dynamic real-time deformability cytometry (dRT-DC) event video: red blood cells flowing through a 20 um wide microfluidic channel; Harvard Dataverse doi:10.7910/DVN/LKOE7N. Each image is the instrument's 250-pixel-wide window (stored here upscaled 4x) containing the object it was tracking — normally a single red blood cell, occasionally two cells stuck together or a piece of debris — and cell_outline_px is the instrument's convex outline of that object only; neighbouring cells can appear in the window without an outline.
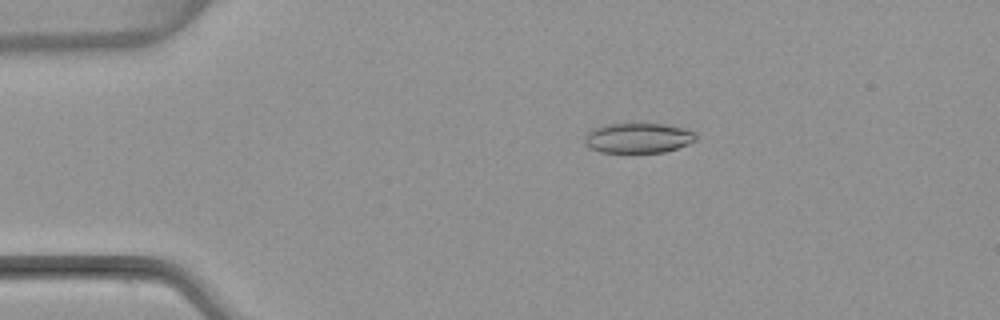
{"species": "common noctule bat (a hibernating species)", "species_latin": "Nyctalus noctula", "temperature_condition": "warm", "stored_images_in_passage": 4, "camera_frame_rate_fps": 3000, "um_per_image_px": 0.085, "animal": {"sex": "female", "body_mass_g": 22.7, "forearm_length_mm": 54.2}, "frame": {"image": 1, "passage_image": 3, "time_ms": 2.667, "image_size_px": [1000, 320], "cell_outline_px": [[696, 140], [688, 144], [664, 152], [600, 152], [584, 144], [584, 136], [592, 128], [604, 124], [664, 124], [684, 128], [696, 132]], "centroid_in_image_um": [54.23, 11.72], "position_along_channel_um": 30.8, "area_um2": 19.48}}